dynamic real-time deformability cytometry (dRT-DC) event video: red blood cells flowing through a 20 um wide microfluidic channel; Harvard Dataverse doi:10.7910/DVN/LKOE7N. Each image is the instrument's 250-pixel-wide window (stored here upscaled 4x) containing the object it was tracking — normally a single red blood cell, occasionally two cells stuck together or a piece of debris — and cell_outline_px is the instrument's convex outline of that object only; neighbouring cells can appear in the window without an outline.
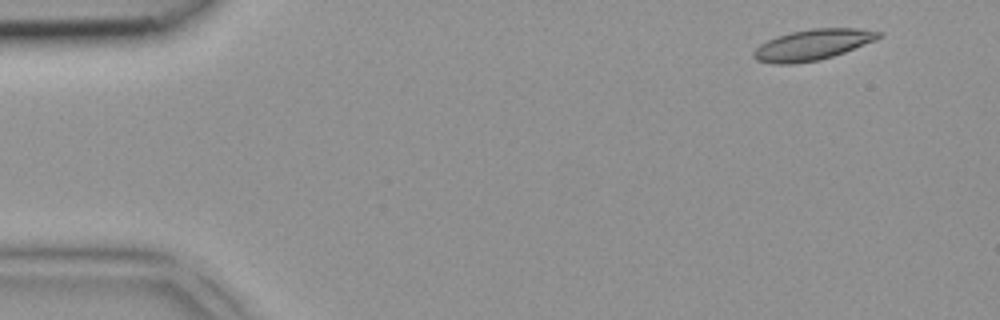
{"species": "common noctule bat (a hibernating species)", "species_latin": "Nyctalus noctula", "temperature_condition": "room temperature", "stored_images_in_passage": 3, "camera_frame_rate_fps": 3000, "um_per_image_px": 0.085, "animal": {"sex": "female", "body_mass_g": 18.4}, "frame": {"image": 1, "passage_image": 1, "time_ms": 0.0, "image_size_px": [1000, 320], "cell_outline_px": [[884, 32], [876, 40], [844, 52], [820, 60], [792, 64], [772, 64], [756, 60], [752, 56], [752, 52], [760, 44], [776, 36], [792, 32], [812, 28], [856, 28]], "centroid_in_image_um": [69.04, 3.81], "position_along_channel_um": 16.0, "area_um2": 22.43}}